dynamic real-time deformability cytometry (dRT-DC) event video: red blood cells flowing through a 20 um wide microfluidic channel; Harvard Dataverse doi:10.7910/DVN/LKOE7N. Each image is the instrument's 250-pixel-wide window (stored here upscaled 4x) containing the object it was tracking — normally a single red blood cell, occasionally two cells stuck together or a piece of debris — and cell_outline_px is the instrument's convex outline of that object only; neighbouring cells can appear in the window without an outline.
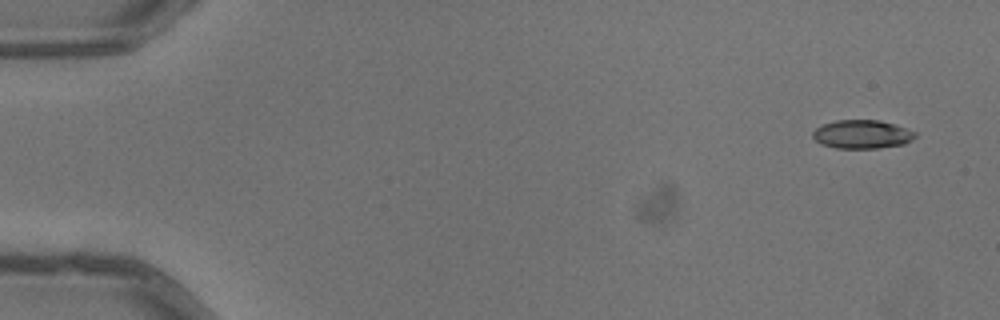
{"species": "common noctule bat (a hibernating species)", "species_latin": "Nyctalus noctula", "temperature_condition": "warm", "stored_images_in_passage": 6, "camera_frame_rate_fps": 3000, "um_per_image_px": 0.085, "animal": {"sex": "male", "body_mass_g": 13.3}, "frame": {"image": 1, "passage_image": 1, "time_ms": 0.0, "image_size_px": [1000, 320], "cell_outline_px": [[916, 136], [912, 140], [904, 144], [880, 148], [836, 148], [820, 144], [812, 136], [812, 132], [816, 128], [824, 124], [836, 120], [880, 120], [916, 132]], "centroid_in_image_um": [73.26, 11.42], "position_along_channel_um": 11.7, "area_um2": 16.99}}
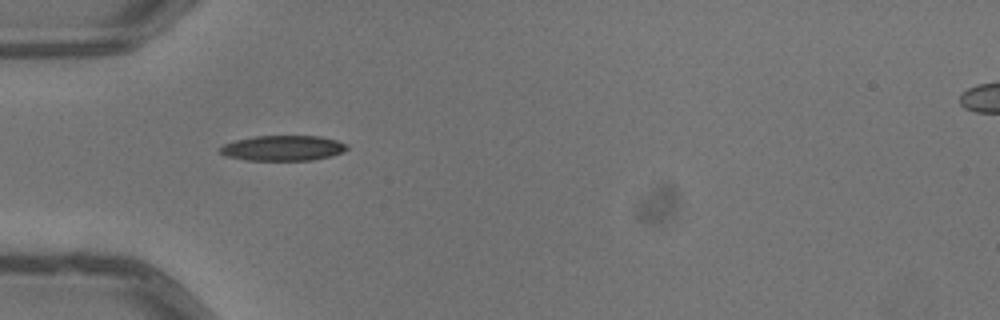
{"frame": {"image": 2, "passage_image": 5, "time_ms": 1.333, "image_size_px": [1000, 320], "cell_outline_px": [[348, 148], [344, 152], [332, 156], [312, 160], [248, 160], [224, 156], [220, 152], [220, 148], [224, 144], [236, 140], [256, 136], [320, 136], [336, 140], [348, 144]], "centroid_in_image_um": [24.08, 12.59], "position_along_channel_um": 60.9, "area_um2": 18.73}}
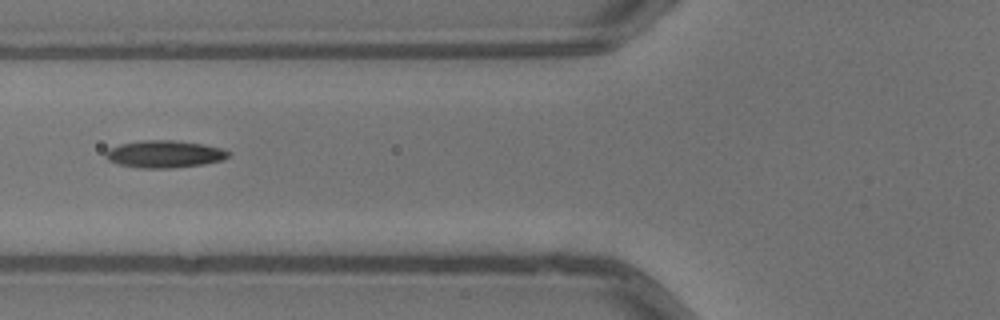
{"frame": {"image": 3, "passage_image": 6, "time_ms": 1.667, "image_size_px": [1000, 320], "cell_outline_px": [[232, 152], [224, 160], [204, 164], [172, 168], [136, 168], [120, 164], [108, 160], [104, 156], [104, 152], [108, 148], [120, 144], [140, 140], [176, 140], [204, 144], [220, 148]], "centroid_in_image_um": [13.97, 13.09], "position_along_channel_um": 111.8, "area_um2": 19.77}}